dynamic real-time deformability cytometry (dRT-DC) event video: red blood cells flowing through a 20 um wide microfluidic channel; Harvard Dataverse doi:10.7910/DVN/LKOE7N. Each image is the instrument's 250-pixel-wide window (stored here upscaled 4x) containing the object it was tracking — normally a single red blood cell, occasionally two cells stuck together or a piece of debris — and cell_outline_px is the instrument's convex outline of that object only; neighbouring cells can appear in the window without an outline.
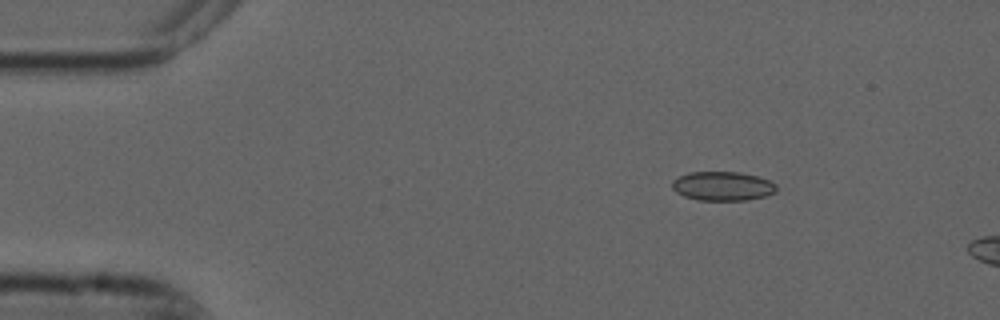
{"species": "common noctule bat (a hibernating species)", "species_latin": "Nyctalus noctula", "temperature_condition": "cold", "stored_images_in_passage": 5, "camera_frame_rate_fps": 3000, "um_per_image_px": 0.085, "animal": {"sex": "male", "forearm_length_mm": 52.5}, "frame": {"image": 1, "passage_image": 2, "time_ms": 0.333, "image_size_px": [1000, 320], "cell_outline_px": [[776, 192], [764, 196], [748, 200], [696, 200], [684, 196], [676, 192], [672, 188], [672, 180], [688, 172], [740, 172], [756, 176], [768, 180], [776, 184]], "centroid_in_image_um": [61.4, 15.82], "position_along_channel_um": 23.6, "area_um2": 17.69}}